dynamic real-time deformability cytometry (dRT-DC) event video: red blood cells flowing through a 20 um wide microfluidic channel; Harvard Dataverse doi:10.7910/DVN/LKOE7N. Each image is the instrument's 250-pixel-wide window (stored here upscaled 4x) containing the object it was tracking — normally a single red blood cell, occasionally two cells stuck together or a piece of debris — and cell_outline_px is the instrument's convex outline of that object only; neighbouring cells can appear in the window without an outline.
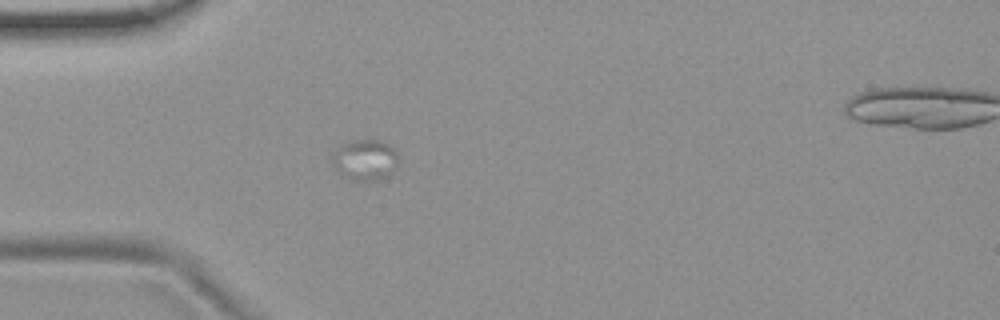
{"species": "common noctule bat (a hibernating species)", "species_latin": "Nyctalus noctula", "temperature_condition": "room temperature", "stored_images_in_passage": 5, "camera_frame_rate_fps": 3000, "um_per_image_px": 0.085, "animal": {"sex": "female", "body_mass_g": 19.9}, "frame": {"image": 1, "passage_image": 4, "time_ms": 1.0, "image_size_px": [1000, 320], "cell_outline_px": [[396, 164], [392, 172], [388, 176], [376, 180], [352, 180], [340, 172], [332, 164], [332, 156], [340, 144], [352, 140], [380, 140], [388, 144], [396, 152]], "centroid_in_image_um": [31.01, 13.57], "position_along_channel_um": 54.0, "area_um2": 15.43}}